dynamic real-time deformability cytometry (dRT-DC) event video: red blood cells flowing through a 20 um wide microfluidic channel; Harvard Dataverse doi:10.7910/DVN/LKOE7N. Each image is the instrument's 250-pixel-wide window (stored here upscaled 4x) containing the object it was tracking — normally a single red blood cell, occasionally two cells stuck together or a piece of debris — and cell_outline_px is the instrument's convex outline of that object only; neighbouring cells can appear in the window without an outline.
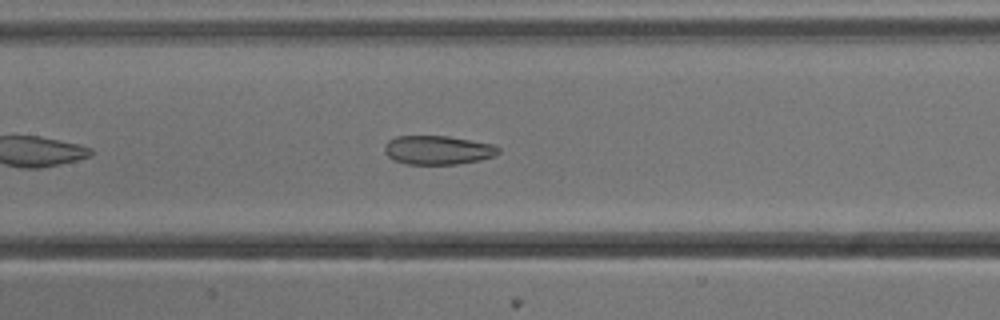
{"species": "common noctule bat (a hibernating species)", "species_latin": "Nyctalus noctula", "temperature_condition": "cold", "stored_images_in_passage": 35, "camera_frame_rate_fps": 3000, "um_per_image_px": 0.085, "animal": {"sex": "male", "body_mass_g": 13.3}, "frame": {"image": 1, "passage_image": 10, "time_ms": 3.0, "image_size_px": [1000, 320], "cell_outline_px": [[500, 152], [492, 156], [480, 160], [456, 164], [408, 164], [392, 160], [384, 152], [384, 144], [388, 140], [396, 136], [448, 136], [492, 144], [500, 148]], "centroid_in_image_um": [37.17, 12.75], "position_along_channel_um": 170.2, "area_um2": 19.19}}
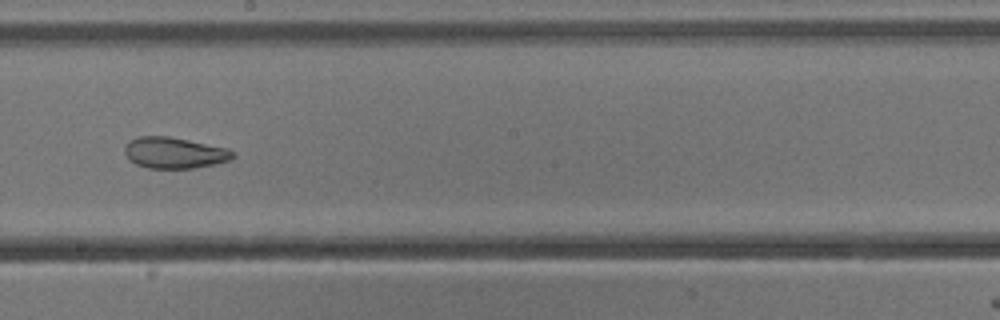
{"frame": {"image": 2, "passage_image": 15, "time_ms": 4.667, "image_size_px": [1000, 320], "cell_outline_px": [[236, 156], [232, 160], [216, 164], [192, 168], [148, 168], [136, 164], [128, 160], [124, 152], [124, 148], [128, 140], [136, 136], [168, 136], [228, 148], [236, 152]], "centroid_in_image_um": [14.83, 12.99], "position_along_channel_um": 233.4, "area_um2": 19.94}, "authors_computed_cell_mechanics": {"area_um2": 21.5594, "velocity_mm_per_s": 3.8173, "shape_relaxation_time_tau1_ms": null, "shape_relaxation_time_tau2_ms": 1.8746, "deformation_change_tau1": null, "deformation_change_tau2": 0.0762}}